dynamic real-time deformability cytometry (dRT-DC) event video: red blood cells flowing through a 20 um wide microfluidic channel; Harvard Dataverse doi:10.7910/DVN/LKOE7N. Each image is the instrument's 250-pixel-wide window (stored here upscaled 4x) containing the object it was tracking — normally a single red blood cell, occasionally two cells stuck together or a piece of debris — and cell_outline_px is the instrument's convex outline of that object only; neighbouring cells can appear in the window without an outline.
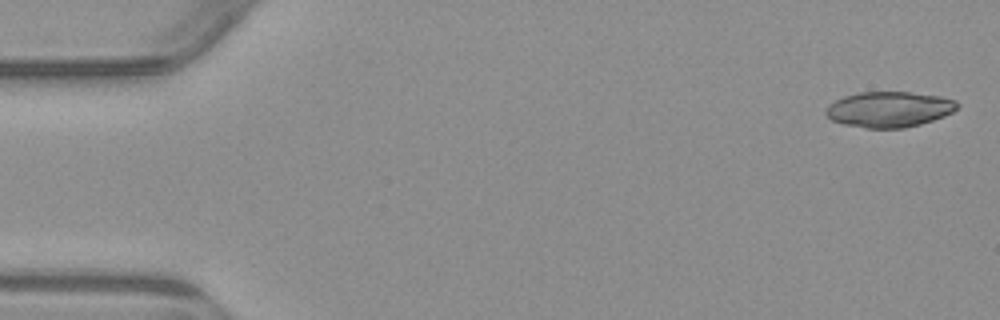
{"species": "common noctule bat (a hibernating species)", "species_latin": "Nyctalus noctula", "temperature_condition": "warm", "stored_images_in_passage": 5, "camera_frame_rate_fps": 3000, "um_per_image_px": 0.085, "animal": {"sex": "male", "body_mass_g": 23.1, "forearm_length_mm": 52.7}, "frame": {"image": 1, "passage_image": 1, "time_ms": 0.0, "image_size_px": [1000, 320], "cell_outline_px": [[960, 104], [952, 112], [944, 116], [920, 124], [904, 128], [864, 128], [844, 124], [832, 120], [824, 112], [828, 104], [844, 96], [860, 92], [912, 92], [940, 96], [956, 100]], "centroid_in_image_um": [75.57, 9.29], "position_along_channel_um": 9.4, "area_um2": 27.28}}
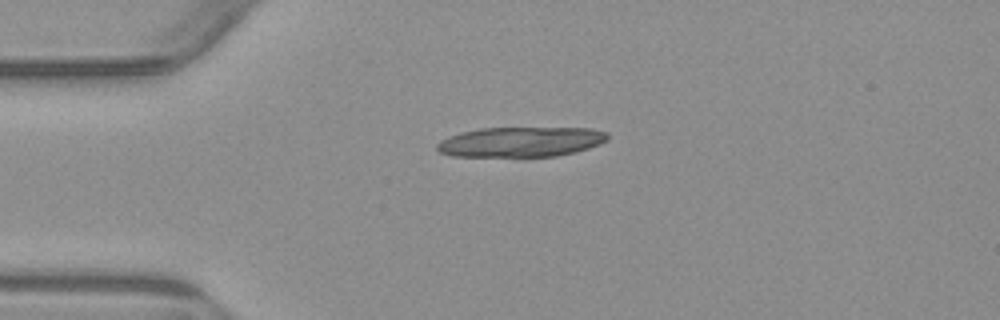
{"frame": {"image": 2, "passage_image": 4, "time_ms": 3.667, "image_size_px": [1000, 320], "cell_outline_px": [[608, 140], [600, 144], [576, 152], [556, 156], [452, 156], [440, 152], [436, 148], [436, 144], [440, 140], [448, 136], [460, 132], [480, 128], [592, 128], [608, 132]], "centroid_in_image_um": [44.27, 12.05], "position_along_channel_um": 40.7, "area_um2": 29.94}}